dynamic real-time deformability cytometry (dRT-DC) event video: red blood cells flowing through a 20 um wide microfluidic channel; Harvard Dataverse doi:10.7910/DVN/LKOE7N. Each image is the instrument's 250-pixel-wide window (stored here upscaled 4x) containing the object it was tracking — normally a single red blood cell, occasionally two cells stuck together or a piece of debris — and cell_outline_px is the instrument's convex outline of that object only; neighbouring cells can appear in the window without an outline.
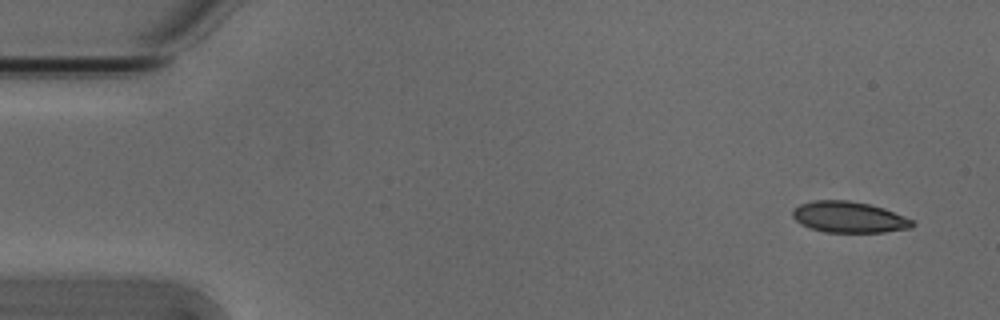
{"species": "Egyptian fruit bat (a non-hibernating species)", "species_latin": "Rousettus aegyptiacus", "temperature_condition": "cold", "stored_images_in_passage": 3, "camera_frame_rate_fps": 3000, "um_per_image_px": 0.085, "animal": {"sex": "male"}, "frame": {"image": 1, "passage_image": 1, "time_ms": 0.0, "image_size_px": [1000, 320], "cell_outline_px": [[916, 224], [912, 228], [884, 232], [824, 232], [800, 224], [792, 216], [792, 208], [800, 204], [812, 200], [848, 200], [868, 204], [884, 208], [904, 216], [912, 220]], "centroid_in_image_um": [72.15, 18.45], "position_along_channel_um": 12.8, "area_um2": 21.79}}
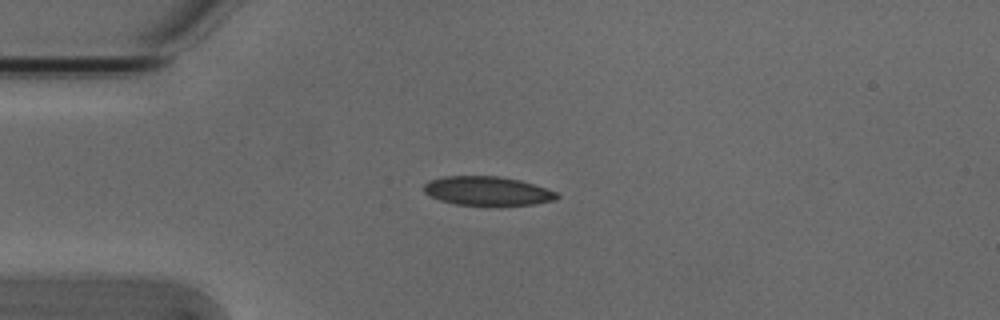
{"frame": {"image": 2, "passage_image": 3, "time_ms": 0.667, "image_size_px": [1000, 320], "cell_outline_px": [[560, 196], [556, 200], [532, 204], [500, 208], [456, 204], [440, 200], [428, 196], [424, 192], [424, 184], [428, 180], [444, 176], [496, 176], [520, 180], [556, 192]], "centroid_in_image_um": [41.41, 16.27], "position_along_channel_um": 43.6, "area_um2": 23.18}}